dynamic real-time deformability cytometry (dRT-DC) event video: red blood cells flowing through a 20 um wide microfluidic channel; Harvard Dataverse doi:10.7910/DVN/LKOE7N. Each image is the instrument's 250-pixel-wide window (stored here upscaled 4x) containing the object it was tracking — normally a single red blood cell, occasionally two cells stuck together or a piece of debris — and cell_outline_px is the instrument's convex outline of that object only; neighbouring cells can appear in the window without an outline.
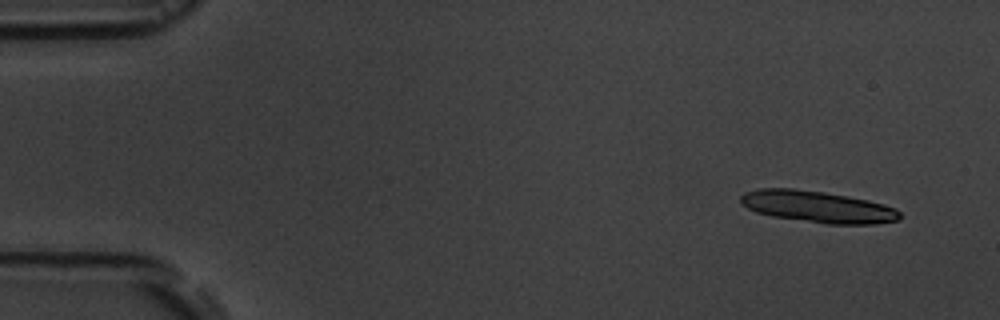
{"species": "common noctule bat (a hibernating species)", "species_latin": "Nyctalus noctula", "temperature_condition": "room temperature", "stored_images_in_passage": 4, "camera_frame_rate_fps": 3000, "um_per_image_px": 0.085, "animal": {"sex": "male", "body_mass_g": 19.5, "forearm_length_mm": 54.6}, "frame": {"image": 1, "passage_image": 1, "time_ms": 0.0, "image_size_px": [1000, 320], "cell_outline_px": [[900, 220], [876, 224], [828, 224], [772, 216], [756, 212], [740, 204], [740, 196], [744, 192], [760, 188], [792, 188], [824, 192], [868, 200], [884, 204], [896, 208], [900, 212]], "centroid_in_image_um": [69.5, 17.57], "position_along_channel_um": 15.5, "area_um2": 29.42}}